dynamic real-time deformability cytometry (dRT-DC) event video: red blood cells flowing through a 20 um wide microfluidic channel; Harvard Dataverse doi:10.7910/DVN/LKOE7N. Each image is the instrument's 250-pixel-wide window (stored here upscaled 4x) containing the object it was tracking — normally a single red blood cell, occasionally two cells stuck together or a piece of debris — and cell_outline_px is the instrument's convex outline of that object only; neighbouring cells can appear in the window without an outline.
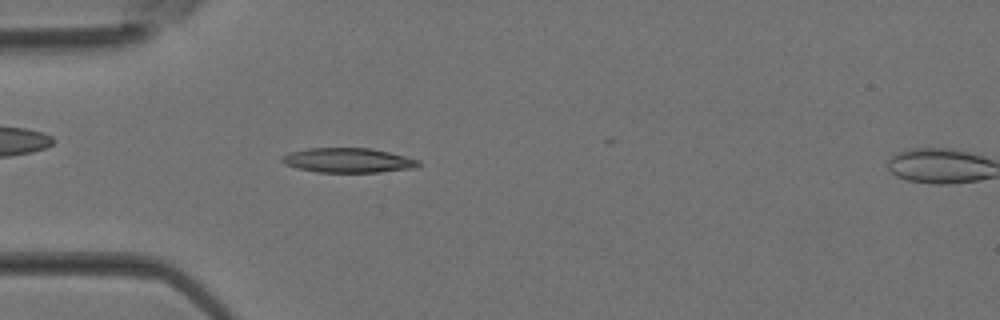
{"species": "Egyptian fruit bat (a non-hibernating species)", "species_latin": "Rousettus aegyptiacus", "temperature_condition": "room temperature", "stored_images_in_passage": 3, "camera_frame_rate_fps": 3000, "um_per_image_px": 0.085, "animal": {"sex": "female"}, "frame": {"image": 1, "passage_image": 2, "time_ms": 0.333, "image_size_px": [1000, 320], "cell_outline_px": [[420, 164], [416, 168], [380, 172], [316, 172], [296, 168], [284, 164], [280, 160], [280, 156], [288, 152], [308, 148], [372, 148], [420, 160]], "centroid_in_image_um": [29.54, 13.63], "position_along_channel_um": 55.5, "area_um2": 19.77}}